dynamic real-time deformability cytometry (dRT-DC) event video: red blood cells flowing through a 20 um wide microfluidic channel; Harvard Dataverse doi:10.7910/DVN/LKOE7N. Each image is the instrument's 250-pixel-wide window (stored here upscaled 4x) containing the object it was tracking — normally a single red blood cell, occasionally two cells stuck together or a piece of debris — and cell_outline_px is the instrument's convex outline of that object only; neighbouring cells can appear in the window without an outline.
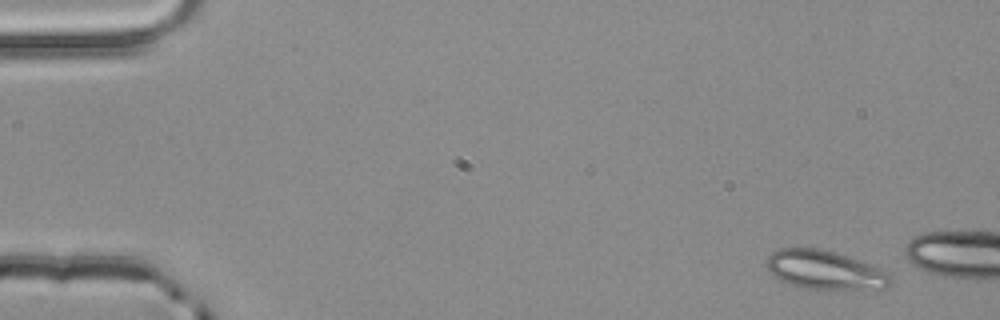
{"species": "common noctule bat (a hibernating species)", "species_latin": "Nyctalus noctula", "temperature_condition": "room temperature", "stored_images_in_passage": 3, "camera_frame_rate_fps": 3000, "um_per_image_px": 0.085, "animal": {"sex": "male", "body_mass_g": 20.4}, "frame": {"image": 1, "passage_image": 1, "time_ms": 0.0, "image_size_px": [1000, 320], "cell_outline_px": [[892, 280], [884, 288], [844, 292], [836, 292], [800, 288], [788, 284], [780, 280], [764, 264], [768, 256], [772, 252], [780, 248], [816, 248], [836, 252], [868, 264], [888, 272]], "centroid_in_image_um": [70.11, 23.01], "position_along_channel_um": 14.9, "area_um2": 28.78}}